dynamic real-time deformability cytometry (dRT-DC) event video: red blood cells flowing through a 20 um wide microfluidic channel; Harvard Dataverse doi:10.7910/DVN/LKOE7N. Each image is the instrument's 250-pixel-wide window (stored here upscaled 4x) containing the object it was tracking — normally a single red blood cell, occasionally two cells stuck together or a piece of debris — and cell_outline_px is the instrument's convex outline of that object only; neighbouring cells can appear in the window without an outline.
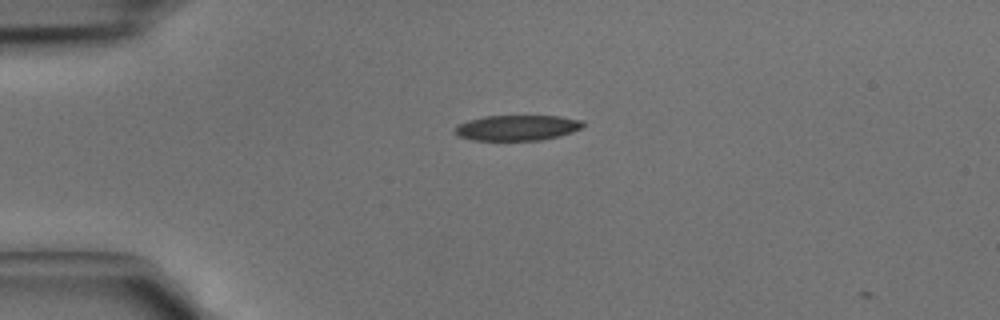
{"species": "common noctule bat (a hibernating species)", "species_latin": "Nyctalus noctula", "temperature_condition": "cold", "stored_images_in_passage": 2, "camera_frame_rate_fps": 3000, "um_per_image_px": 0.085, "animal": {"sex": "male", "body_mass_g": 15.6}, "frame": {"image": 1, "passage_image": 1, "time_ms": 0.0, "image_size_px": [1000, 320], "cell_outline_px": [[584, 124], [580, 128], [572, 132], [540, 140], [472, 140], [460, 136], [452, 132], [456, 124], [468, 120], [484, 116], [560, 116], [584, 120]], "centroid_in_image_um": [43.91, 10.85], "position_along_channel_um": 41.1, "area_um2": 19.02}}